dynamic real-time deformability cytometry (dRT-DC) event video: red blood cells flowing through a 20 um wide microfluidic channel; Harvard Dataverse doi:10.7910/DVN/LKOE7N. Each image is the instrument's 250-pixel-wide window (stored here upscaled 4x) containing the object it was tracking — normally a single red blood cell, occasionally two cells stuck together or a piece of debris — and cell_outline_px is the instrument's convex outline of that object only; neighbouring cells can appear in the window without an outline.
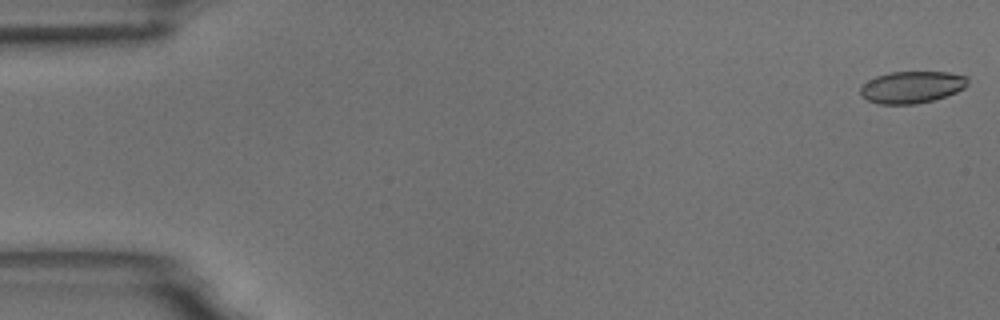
{"species": "common noctule bat (a hibernating species)", "species_latin": "Nyctalus noctula", "temperature_condition": "room temperature", "stored_images_in_passage": 7, "camera_frame_rate_fps": 3000, "um_per_image_px": 0.085, "animal": {"sex": "male", "body_mass_g": 18.8}, "frame": {"image": 1, "passage_image": 1, "time_ms": 0.0, "image_size_px": [1000, 320], "cell_outline_px": [[968, 84], [964, 88], [956, 92], [932, 100], [916, 104], [880, 104], [868, 100], [860, 96], [860, 88], [868, 80], [876, 76], [888, 72], [948, 72], [968, 76]], "centroid_in_image_um": [77.5, 7.4], "position_along_channel_um": 7.5, "area_um2": 20.0}}
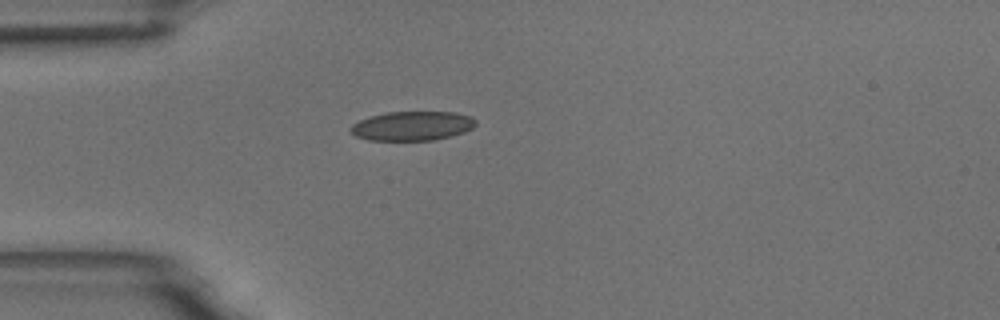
{"frame": {"image": 2, "passage_image": 5, "time_ms": 4.667, "image_size_px": [1000, 320], "cell_outline_px": [[476, 124], [472, 128], [464, 132], [452, 136], [432, 140], [368, 140], [356, 136], [348, 128], [352, 124], [360, 120], [372, 116], [388, 112], [456, 112], [472, 116], [476, 120]], "centroid_in_image_um": [35.07, 10.7], "position_along_channel_um": 49.9, "area_um2": 21.33}}